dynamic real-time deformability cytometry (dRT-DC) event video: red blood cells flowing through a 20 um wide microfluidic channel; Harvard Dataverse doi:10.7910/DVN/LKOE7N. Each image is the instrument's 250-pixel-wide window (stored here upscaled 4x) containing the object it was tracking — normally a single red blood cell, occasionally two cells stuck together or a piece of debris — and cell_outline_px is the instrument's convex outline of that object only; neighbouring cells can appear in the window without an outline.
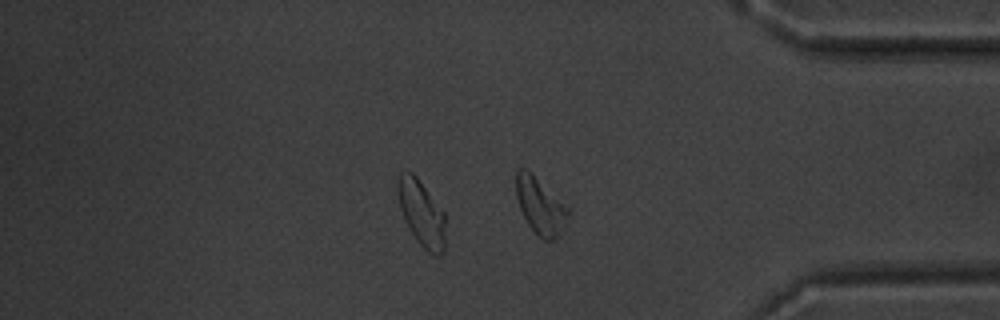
{"species": "common noctule bat (a hibernating species)", "species_latin": "Nyctalus noctula", "temperature_condition": "warm", "stored_images_in_passage": 29, "segment_of_instrument_passage": [2, 2], "camera_frame_rate_fps": 3000, "um_per_image_px": 0.085, "animal": {"sex": "male", "body_mass_g": 20.1, "forearm_length_mm": 53.5}, "frame": {"image": 1, "passage_image": 29, "time_ms": 9.333, "image_size_px": [1000, 320], "cell_outline_px": [[572, 208], [560, 236], [552, 240], [544, 240], [528, 224], [520, 208], [516, 196], [516, 168], [528, 168]], "centroid_in_image_um": [45.97, 17.44], "position_along_channel_um": 389.2, "area_um2": 17.69}}